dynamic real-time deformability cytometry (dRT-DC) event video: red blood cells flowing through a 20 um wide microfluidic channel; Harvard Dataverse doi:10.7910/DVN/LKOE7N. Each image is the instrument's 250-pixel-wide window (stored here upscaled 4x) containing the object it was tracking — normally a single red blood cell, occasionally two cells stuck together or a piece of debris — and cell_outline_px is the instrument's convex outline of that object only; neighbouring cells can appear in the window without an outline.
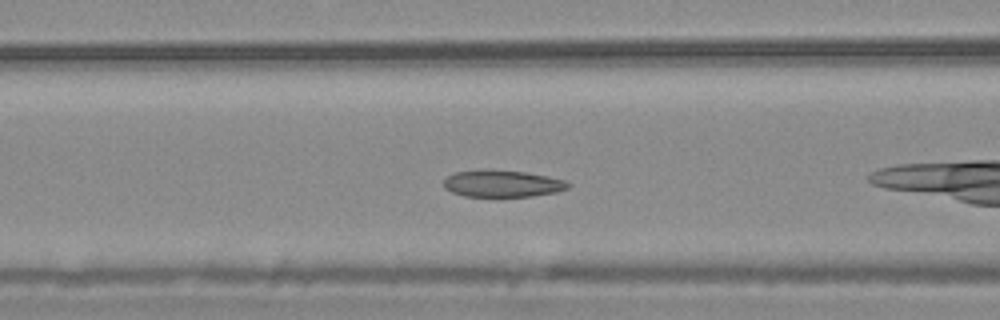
{"species": "common noctule bat (a hibernating species)", "species_latin": "Nyctalus noctula", "temperature_condition": "warm", "stored_images_in_passage": 27, "camera_frame_rate_fps": 3000, "um_per_image_px": 0.085, "animal": {"sex": "male", "body_mass_g": 20.4}, "frame": {"image": 1, "passage_image": 6, "time_ms": 1.667, "image_size_px": [1000, 320], "cell_outline_px": [[572, 184], [568, 188], [556, 192], [532, 196], [464, 196], [452, 192], [444, 188], [444, 180], [452, 172], [484, 168], [488, 168], [528, 172], [568, 180]], "centroid_in_image_um": [42.71, 15.57], "position_along_channel_um": 123.9, "area_um2": 20.0}}
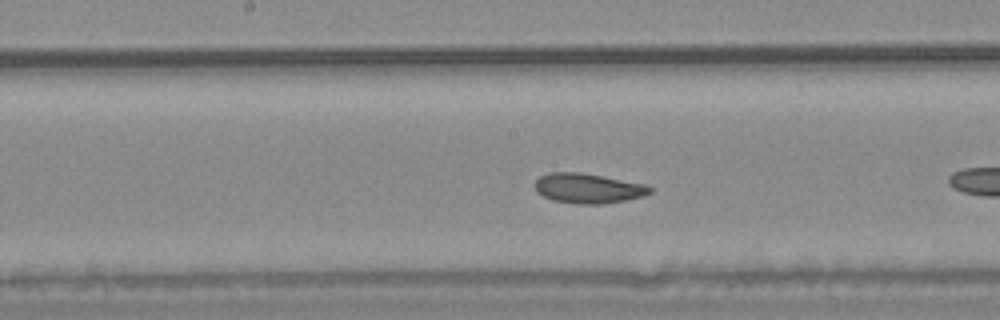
{"frame": {"image": 2, "passage_image": 12, "time_ms": 3.667, "image_size_px": [1000, 320], "cell_outline_px": [[652, 192], [644, 196], [624, 200], [600, 204], [576, 204], [552, 200], [536, 192], [536, 180], [540, 176], [548, 172], [576, 172], [648, 184], [652, 188]], "centroid_in_image_um": [50.0, 16.01], "position_along_channel_um": 198.2, "area_um2": 19.94}}
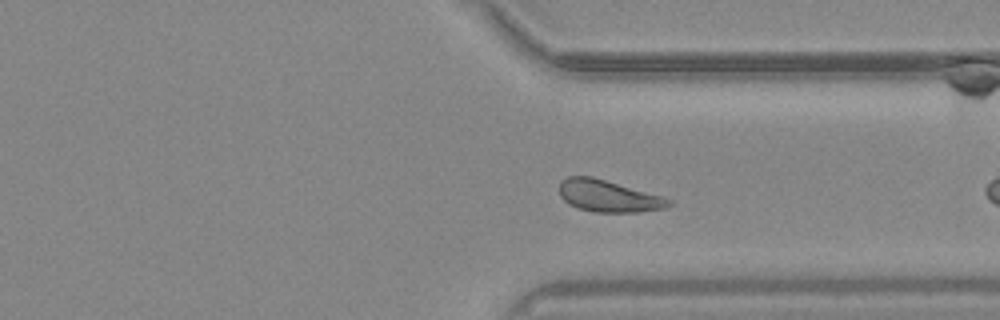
{"frame": {"image": 3, "passage_image": 25, "time_ms": 8.0, "image_size_px": [1000, 320], "cell_outline_px": [[672, 204], [664, 208], [640, 212], [596, 212], [580, 208], [568, 204], [560, 196], [560, 180], [568, 176], [592, 176], [664, 196], [672, 200]], "centroid_in_image_um": [51.73, 16.65], "position_along_channel_um": 359.7, "area_um2": 20.4}}